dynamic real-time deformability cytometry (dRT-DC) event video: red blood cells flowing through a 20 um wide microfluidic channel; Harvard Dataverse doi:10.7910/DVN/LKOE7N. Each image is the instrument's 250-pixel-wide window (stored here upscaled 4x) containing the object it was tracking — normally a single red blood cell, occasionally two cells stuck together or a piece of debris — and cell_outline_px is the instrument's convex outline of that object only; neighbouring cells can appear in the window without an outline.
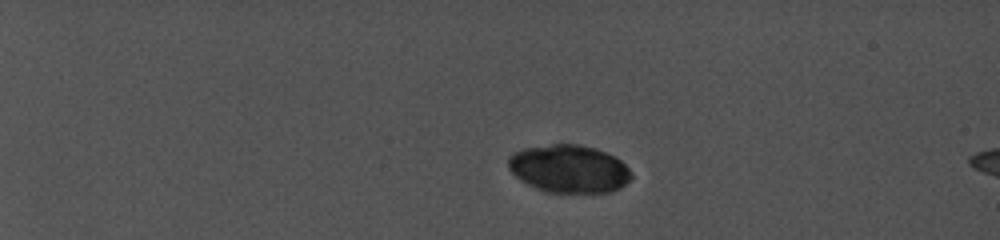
{"species": "common noctule bat (a hibernating species)", "species_latin": "Nyctalus noctula", "temperature_condition": "cold", "stored_images_in_passage": 6, "segment_of_instrument_passage": [1, 2], "camera_frame_rate_fps": 5000, "um_per_image_px": 0.085, "animal": {"sex": "female", "body_mass_g": 19.0, "forearm_length_mm": 56.7}, "frame": {"image": 1, "passage_image": 1, "time_ms": 0.0, "image_size_px": [1000, 240], "cell_outline_px": [[632, 176], [620, 188], [608, 192], [544, 192], [520, 180], [508, 168], [508, 160], [516, 152], [528, 148], [556, 144], [572, 144], [592, 148], [604, 152], [620, 160], [628, 168]], "centroid_in_image_um": [48.36, 14.37], "position_along_channel_um": 36.6, "area_um2": 33.58}}